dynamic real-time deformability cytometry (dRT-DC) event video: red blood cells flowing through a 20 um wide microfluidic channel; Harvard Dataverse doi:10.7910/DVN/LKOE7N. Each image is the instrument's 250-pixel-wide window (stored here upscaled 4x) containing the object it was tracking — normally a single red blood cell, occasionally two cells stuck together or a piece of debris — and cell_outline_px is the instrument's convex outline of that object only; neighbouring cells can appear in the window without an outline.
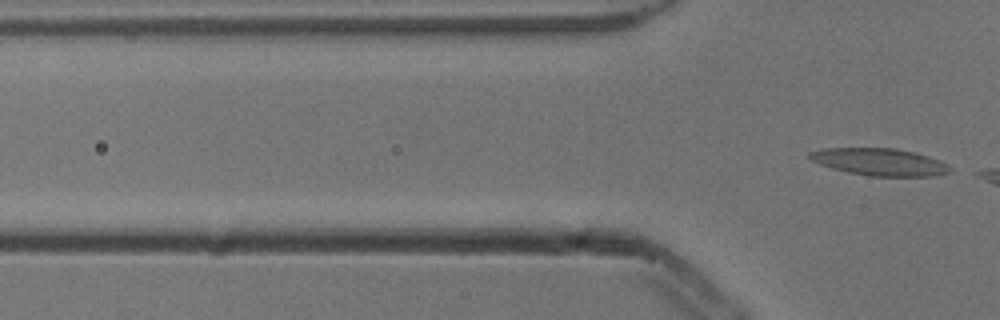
{"species": "common noctule bat (a hibernating species)", "species_latin": "Nyctalus noctula", "temperature_condition": "cold", "stored_images_in_passage": 6, "segment_of_instrument_passage": [2, 2], "camera_frame_rate_fps": 3000, "um_per_image_px": 0.085, "animal": {"sex": "male", "body_mass_g": 13.3}, "frame": {"image": 1, "passage_image": 6, "time_ms": 1.667, "image_size_px": [1000, 320], "cell_outline_px": [[952, 172], [936, 176], [868, 176], [848, 172], [832, 168], [820, 164], [812, 160], [808, 156], [808, 152], [824, 148], [896, 148], [928, 156], [940, 160], [952, 168]], "centroid_in_image_um": [74.79, 13.77], "position_along_channel_um": 51.0, "area_um2": 22.31}}